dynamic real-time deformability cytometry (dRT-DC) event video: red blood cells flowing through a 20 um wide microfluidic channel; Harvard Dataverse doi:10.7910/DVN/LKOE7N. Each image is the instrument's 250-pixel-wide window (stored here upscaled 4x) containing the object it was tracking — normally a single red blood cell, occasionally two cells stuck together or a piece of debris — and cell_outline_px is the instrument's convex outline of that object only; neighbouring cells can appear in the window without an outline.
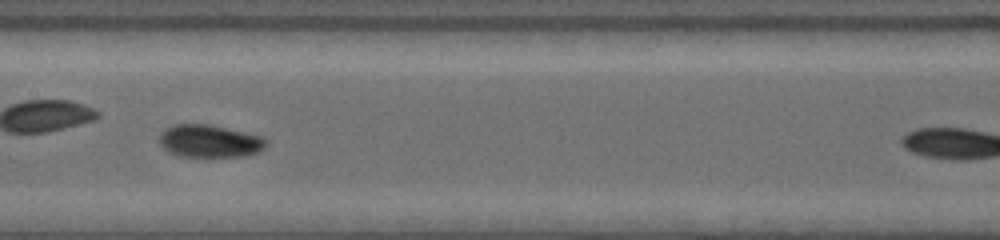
{"species": "common noctule bat (a hibernating species)", "species_latin": "Nyctalus noctula", "temperature_condition": "warm", "stored_images_in_passage": 12, "camera_frame_rate_fps": 5000, "um_per_image_px": 0.085, "animal": {"sex": "female", "body_mass_g": 19.0, "forearm_length_mm": 53.3}, "frame": {"image": 1, "passage_image": 10, "time_ms": 5.4, "image_size_px": [1000, 240], "cell_outline_px": [[268, 144], [260, 152], [244, 156], [180, 156], [168, 152], [160, 144], [160, 132], [164, 128], [172, 124], [208, 124], [264, 136], [268, 140]], "centroid_in_image_um": [17.84, 11.98], "position_along_channel_um": 189.6, "area_um2": 20.52}}